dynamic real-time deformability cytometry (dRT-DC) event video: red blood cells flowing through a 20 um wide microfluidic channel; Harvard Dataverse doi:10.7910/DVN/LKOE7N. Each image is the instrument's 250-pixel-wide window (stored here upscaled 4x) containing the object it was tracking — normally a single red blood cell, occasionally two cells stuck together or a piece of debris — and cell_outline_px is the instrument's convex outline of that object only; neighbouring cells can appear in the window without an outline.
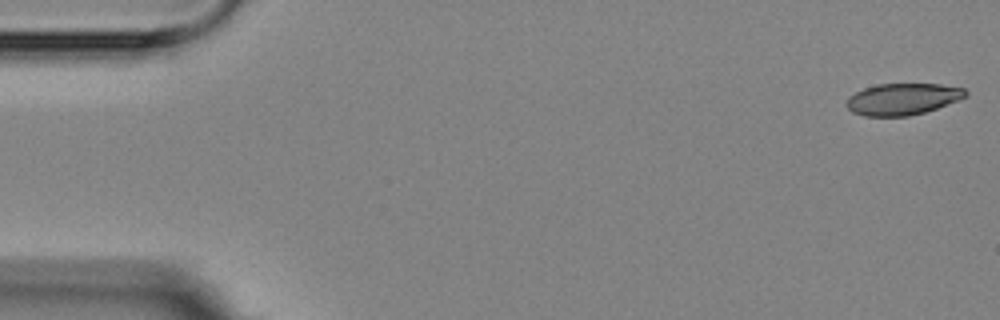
{"species": "Egyptian fruit bat (a non-hibernating species)", "species_latin": "Rousettus aegyptiacus", "temperature_condition": "room temperature", "stored_images_in_passage": 6, "segment_of_instrument_passage": [1, 2], "camera_frame_rate_fps": 3000, "um_per_image_px": 0.085, "animal": {"sex": "female"}, "frame": {"image": 1, "passage_image": 1, "time_ms": 0.0, "image_size_px": [1000, 320], "cell_outline_px": [[968, 96], [960, 100], [924, 112], [908, 116], [864, 116], [852, 112], [844, 104], [848, 96], [864, 88], [876, 84], [940, 84], [964, 88], [968, 92]], "centroid_in_image_um": [76.72, 8.42], "position_along_channel_um": 8.3, "area_um2": 22.08}}